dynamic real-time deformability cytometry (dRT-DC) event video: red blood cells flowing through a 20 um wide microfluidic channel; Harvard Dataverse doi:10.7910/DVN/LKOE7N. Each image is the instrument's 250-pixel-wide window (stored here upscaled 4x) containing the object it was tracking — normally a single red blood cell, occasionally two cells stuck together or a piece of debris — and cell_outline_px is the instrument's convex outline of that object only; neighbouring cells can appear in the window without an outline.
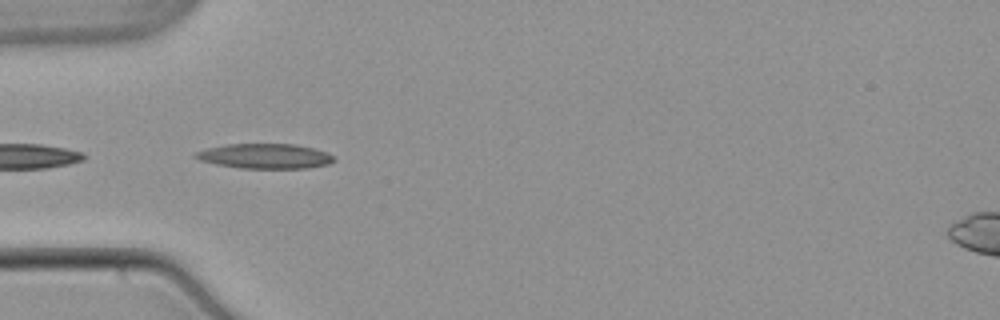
{"species": "common noctule bat (a hibernating species)", "species_latin": "Nyctalus noctula", "temperature_condition": "warm", "stored_images_in_passage": 22, "camera_frame_rate_fps": 3000, "um_per_image_px": 0.085, "animal": {"sex": "male", "body_mass_g": 21.5, "forearm_length_mm": 52.0}, "frame": {"image": 1, "passage_image": 1, "time_ms": 0.0, "image_size_px": [1000, 320], "cell_outline_px": [[336, 160], [328, 164], [308, 168], [240, 168], [216, 164], [200, 160], [192, 156], [196, 152], [208, 148], [228, 144], [296, 144], [312, 148], [324, 152], [332, 156]], "centroid_in_image_um": [22.51, 13.27], "position_along_channel_um": 62.5, "area_um2": 19.88}}